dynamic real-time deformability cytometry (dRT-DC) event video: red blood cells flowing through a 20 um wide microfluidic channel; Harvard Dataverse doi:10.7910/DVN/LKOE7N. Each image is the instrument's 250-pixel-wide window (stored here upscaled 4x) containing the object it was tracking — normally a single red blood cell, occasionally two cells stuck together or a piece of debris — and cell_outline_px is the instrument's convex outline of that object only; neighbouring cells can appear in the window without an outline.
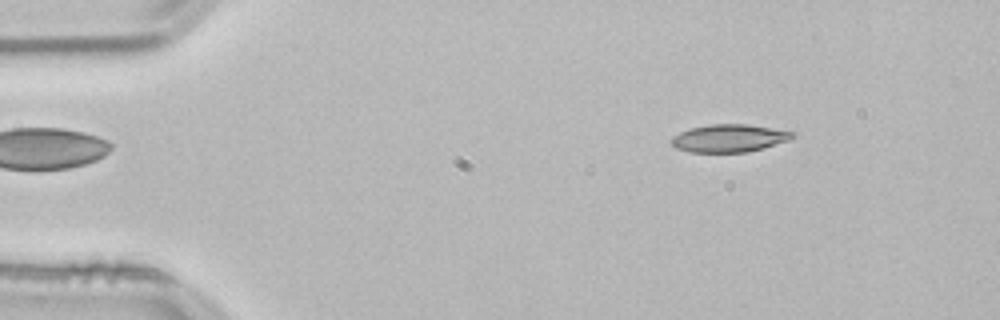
{"species": "common noctule bat (a hibernating species)", "species_latin": "Nyctalus noctula", "temperature_condition": "room temperature", "stored_images_in_passage": 51, "camera_frame_rate_fps": 3000, "um_per_image_px": 0.085, "animal": {"sex": "male", "body_mass_g": 21.5, "forearm_length_mm": 52.0}, "frame": {"image": 1, "passage_image": 6, "time_ms": 1.667, "image_size_px": [1000, 320], "cell_outline_px": [[796, 136], [788, 140], [764, 148], [748, 152], [688, 152], [676, 148], [672, 144], [672, 136], [680, 132], [692, 128], [708, 124], [748, 124], [796, 132]], "centroid_in_image_um": [62.0, 11.74], "position_along_channel_um": 23.0, "area_um2": 19.59}}
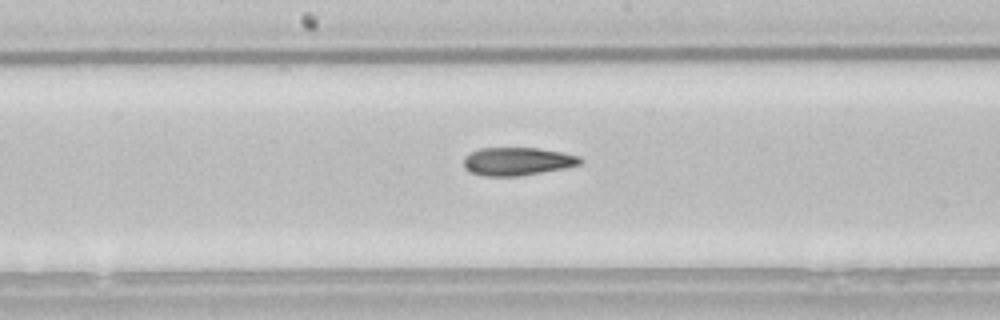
{"frame": {"image": 2, "passage_image": 26, "time_ms": 8.333, "image_size_px": [1000, 320], "cell_outline_px": [[584, 160], [580, 164], [564, 168], [520, 176], [484, 176], [468, 172], [464, 168], [464, 156], [480, 148], [540, 148], [580, 156]], "centroid_in_image_um": [43.96, 13.72], "position_along_channel_um": 204.2, "area_um2": 19.13}}
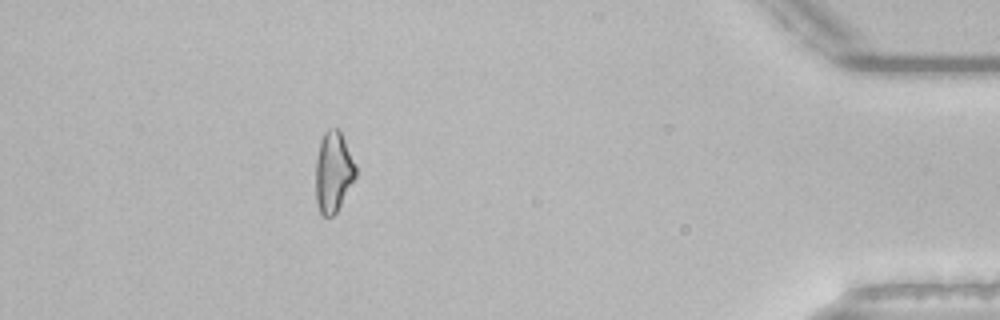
{"frame": {"image": 3, "passage_image": 46, "time_ms": 15.0, "image_size_px": [1000, 320], "cell_outline_px": [[356, 176], [336, 212], [332, 216], [324, 216], [320, 212], [316, 204], [316, 160], [320, 140], [324, 132], [328, 128], [340, 128], [356, 164]], "centroid_in_image_um": [28.33, 14.56], "position_along_channel_um": 406.9, "area_um2": 18.9}, "authors_computed_cell_mechanics": {"area_um2": 19.4786, "velocity_mm_per_s": 3.8441, "shape_relaxation_time_tau1_ms": null, "shape_relaxation_time_tau2_ms": 6.8199, "deformation_change_tau1": null, "deformation_change_tau2": 0.1742}}